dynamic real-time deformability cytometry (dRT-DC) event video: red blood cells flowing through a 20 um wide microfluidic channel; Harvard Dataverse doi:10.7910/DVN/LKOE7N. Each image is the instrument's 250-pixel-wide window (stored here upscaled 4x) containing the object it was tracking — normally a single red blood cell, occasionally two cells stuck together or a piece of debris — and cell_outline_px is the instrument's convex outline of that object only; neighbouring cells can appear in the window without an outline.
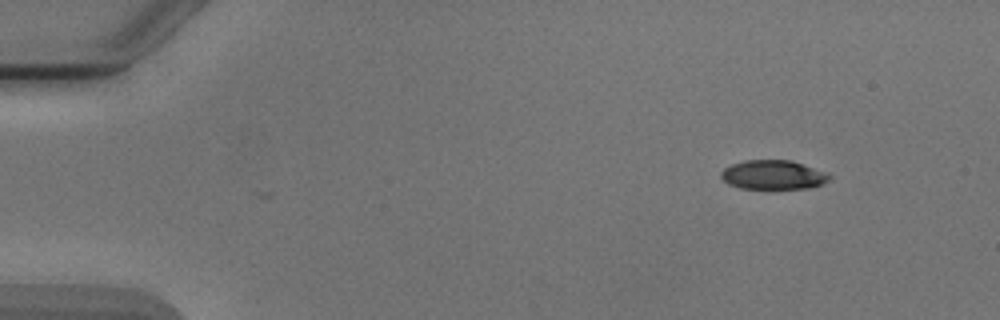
{"species": "Egyptian fruit bat (a non-hibernating species)", "species_latin": "Rousettus aegyptiacus", "temperature_condition": "cold", "stored_images_in_passage": 49, "camera_frame_rate_fps": 3000, "um_per_image_px": 0.085, "animal": {"sex": "male"}, "frame": {"image": 1, "passage_image": 1, "time_ms": 0.0, "image_size_px": [1000, 320], "cell_outline_px": [[832, 176], [824, 184], [808, 188], [772, 192], [740, 188], [728, 184], [720, 176], [720, 172], [724, 168], [732, 164], [744, 160], [792, 160], [828, 172]], "centroid_in_image_um": [65.74, 14.91], "position_along_channel_um": 19.3, "area_um2": 19.54}}
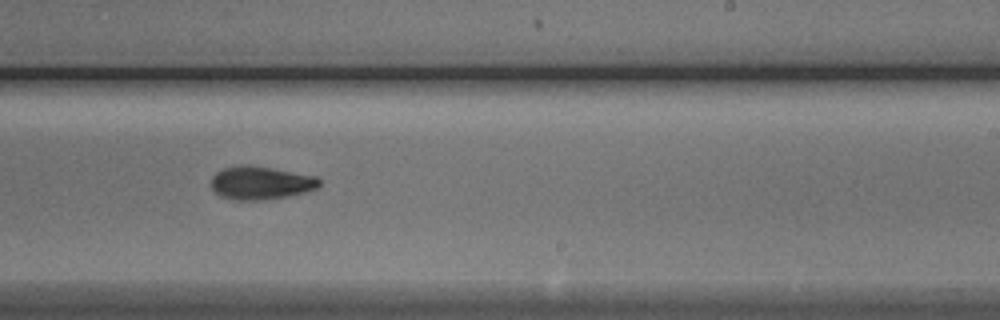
{"frame": {"image": 2, "passage_image": 28, "time_ms": 9.0, "image_size_px": [1000, 320], "cell_outline_px": [[320, 188], [288, 196], [260, 200], [236, 200], [220, 196], [212, 188], [212, 176], [220, 168], [240, 164], [248, 164], [272, 168], [316, 176], [320, 180]], "centroid_in_image_um": [22.15, 15.53], "position_along_channel_um": 266.8, "area_um2": 21.1}}
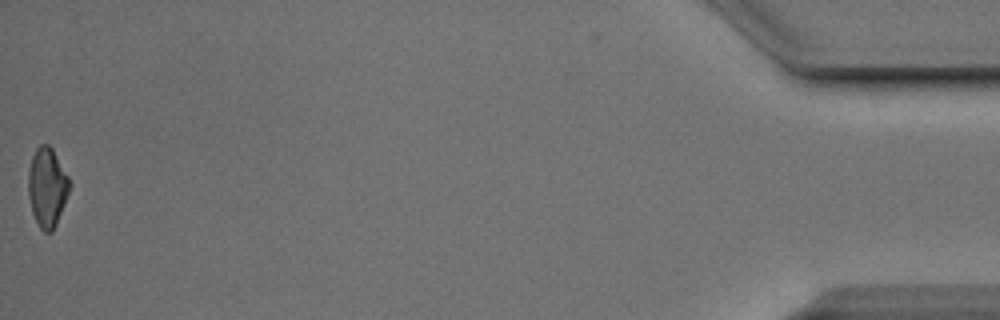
{"frame": {"image": 3, "passage_image": 48, "time_ms": 15.667, "image_size_px": [1000, 320], "cell_outline_px": [[72, 184], [56, 224], [52, 232], [44, 232], [40, 228], [32, 212], [28, 196], [28, 172], [32, 156], [36, 148], [40, 144], [48, 144], [52, 148], [68, 176]], "centroid_in_image_um": [4.01, 15.9], "position_along_channel_um": 431.2, "area_um2": 19.02}, "authors_computed_cell_mechanics": {"area_um2": 19.9988, "velocity_mm_per_s": 3.8939, "shape_relaxation_time_tau1_ms": 9.9131, "shape_relaxation_time_tau2_ms": null, "deformation_change_tau1": 0.2813, "deformation_change_tau2": null}}